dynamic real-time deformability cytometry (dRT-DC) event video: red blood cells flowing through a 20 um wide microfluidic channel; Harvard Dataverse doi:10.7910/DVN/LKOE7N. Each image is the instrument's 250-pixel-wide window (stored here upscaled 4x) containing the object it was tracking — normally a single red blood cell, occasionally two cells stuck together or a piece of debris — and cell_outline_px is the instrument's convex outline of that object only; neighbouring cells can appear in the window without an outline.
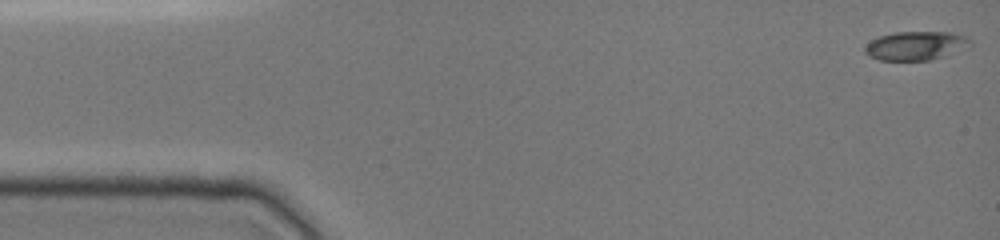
{"species": "common noctule bat (a hibernating species)", "species_latin": "Nyctalus noctula", "temperature_condition": "cold", "stored_images_in_passage": 45, "camera_frame_rate_fps": 3000, "um_per_image_px": 0.085, "animal": {"sex": "female", "body_mass_g": 19.0, "forearm_length_mm": 51.5}, "frame": {"image": 1, "passage_image": 1, "time_ms": 0.0, "image_size_px": [1000, 240], "cell_outline_px": [[972, 48], [948, 56], [928, 60], [880, 60], [868, 56], [864, 52], [864, 48], [872, 40], [880, 36], [896, 32], [952, 32], [968, 36], [972, 40]], "centroid_in_image_um": [77.97, 3.89], "position_along_channel_um": 7.0, "area_um2": 18.15}}
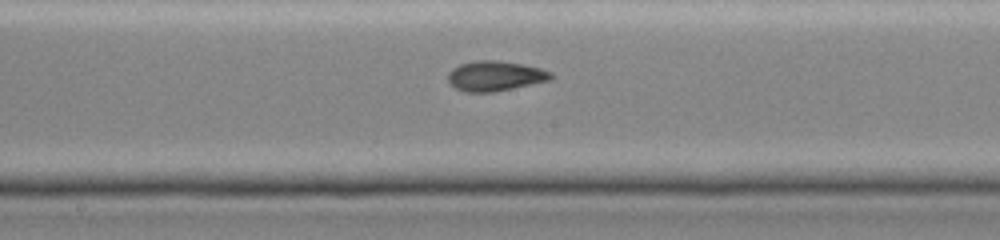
{"frame": {"image": 2, "passage_image": 25, "time_ms": 8.0, "image_size_px": [1000, 240], "cell_outline_px": [[556, 76], [552, 80], [492, 92], [464, 92], [448, 84], [448, 72], [452, 68], [460, 64], [476, 60], [496, 60], [520, 64], [540, 68], [552, 72]], "centroid_in_image_um": [42.08, 6.46], "position_along_channel_um": 206.1, "area_um2": 18.15}}
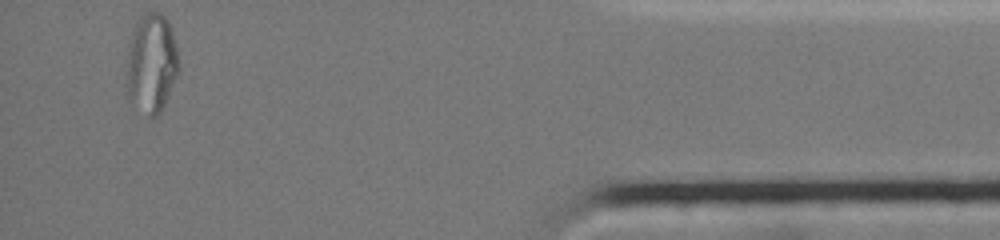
{"frame": {"image": 3, "passage_image": 45, "time_ms": 14.667, "image_size_px": [1000, 240], "cell_outline_px": [[180, 72], [160, 112], [156, 116], [148, 116], [132, 104], [128, 96], [124, 84], [124, 64], [128, 44], [132, 28], [136, 20], [144, 12], [160, 12], [168, 20], [172, 28], [180, 64]], "centroid_in_image_um": [12.83, 5.36], "position_along_channel_um": 422.4, "area_um2": 31.62}, "authors_computed_cell_mechanics": {"area_um2": 17.629, "velocity_mm_per_s": 3.9766, "shape_relaxation_time_tau1_ms": null, "shape_relaxation_time_tau2_ms": 1.4208, "deformation_change_tau1": null, "deformation_change_tau2": 0.0523}}